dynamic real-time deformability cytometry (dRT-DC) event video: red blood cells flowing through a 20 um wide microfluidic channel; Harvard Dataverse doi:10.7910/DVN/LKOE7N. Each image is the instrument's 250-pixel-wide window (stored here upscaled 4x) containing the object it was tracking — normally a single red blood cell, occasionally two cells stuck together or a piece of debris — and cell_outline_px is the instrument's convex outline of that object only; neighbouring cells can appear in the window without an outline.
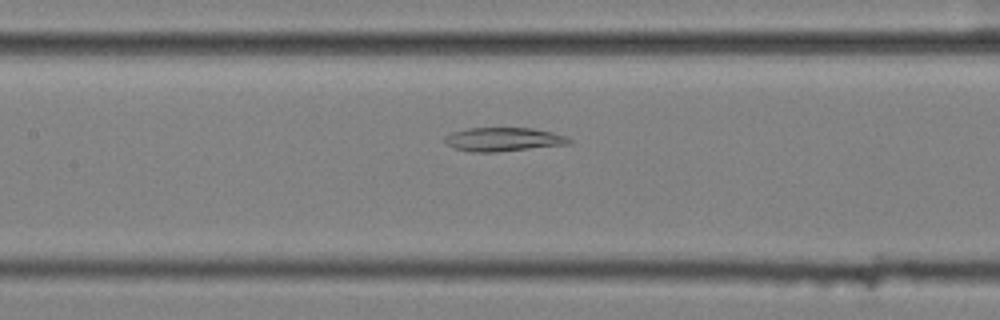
{"species": "common noctule bat (a hibernating species)", "species_latin": "Nyctalus noctula", "temperature_condition": "cold", "stored_images_in_passage": 51, "segment_of_instrument_passage": [2, 2], "camera_frame_rate_fps": 3000, "um_per_image_px": 0.085, "animal": {"sex": "female", "body_mass_g": 25.1}, "frame": {"image": 1, "passage_image": 21, "time_ms": 6.667, "image_size_px": [1000, 320], "cell_outline_px": [[572, 144], [496, 152], [472, 152], [456, 148], [448, 144], [444, 140], [444, 136], [452, 132], [468, 128], [532, 128], [552, 132], [568, 136], [572, 140]], "centroid_in_image_um": [42.84, 11.84], "position_along_channel_um": 164.6, "area_um2": 17.28}}
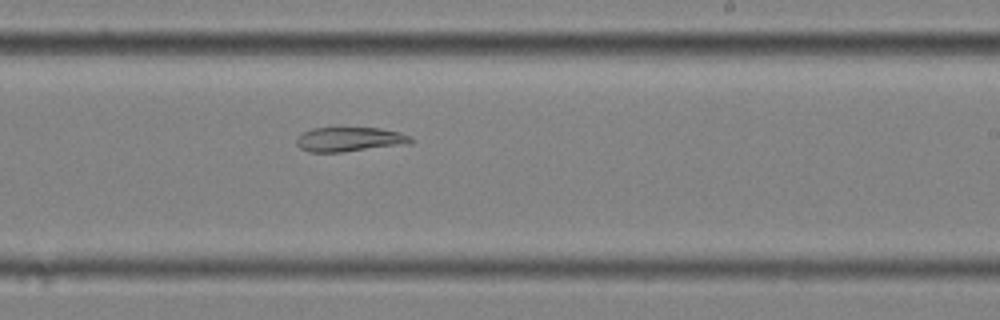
{"frame": {"image": 2, "passage_image": 29, "time_ms": 9.333, "image_size_px": [1000, 320], "cell_outline_px": [[416, 140], [412, 144], [340, 152], [308, 152], [300, 148], [296, 144], [296, 136], [312, 128], [380, 128], [400, 132], [412, 136]], "centroid_in_image_um": [29.77, 11.85], "position_along_channel_um": 259.2, "area_um2": 16.59}}
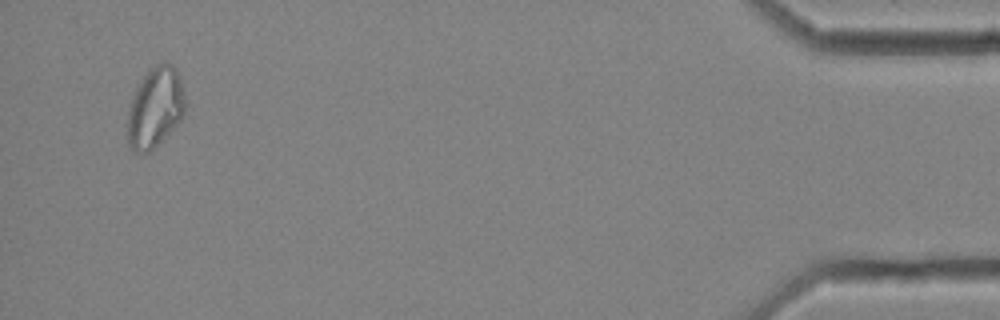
{"frame": {"image": 3, "passage_image": 49, "time_ms": 16.0, "image_size_px": [1000, 320], "cell_outline_px": [[184, 116], [148, 152], [136, 152], [128, 144], [128, 112], [132, 96], [140, 80], [148, 68], [164, 60], [172, 64], [176, 68], [180, 80], [184, 96]], "centroid_in_image_um": [13.18, 9.06], "position_along_channel_um": 422.0, "area_um2": 26.65}}